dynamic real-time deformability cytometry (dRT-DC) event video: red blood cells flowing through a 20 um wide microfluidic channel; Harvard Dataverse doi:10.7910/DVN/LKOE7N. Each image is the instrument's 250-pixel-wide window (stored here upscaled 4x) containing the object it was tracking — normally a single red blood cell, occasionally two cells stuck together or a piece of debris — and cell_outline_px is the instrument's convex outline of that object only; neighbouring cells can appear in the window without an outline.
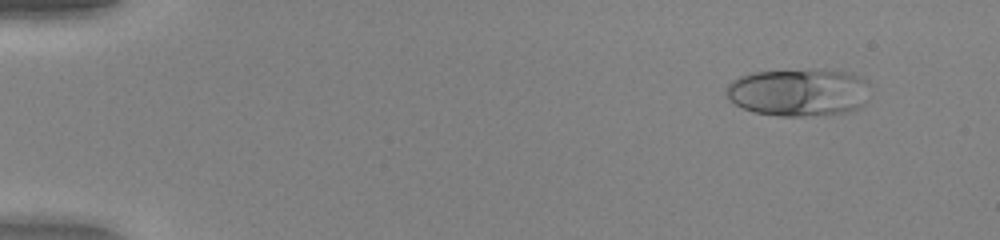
{"species": "human", "species_latin": "Homo sapiens", "temperature_condition": "warm", "stored_images_in_passage": 51, "camera_frame_rate_fps": 3000, "um_per_image_px": 0.085, "donor": {"sex": "female"}, "frame": {"image": 1, "passage_image": 5, "time_ms": 1.333, "image_size_px": [1000, 240], "cell_outline_px": [[864, 104], [848, 112], [800, 116], [780, 116], [752, 112], [728, 100], [728, 84], [732, 80], [740, 76], [752, 72], [816, 68], [828, 68], [852, 72], [864, 76]], "centroid_in_image_um": [67.86, 7.81], "position_along_channel_um": 17.1, "area_um2": 40.11}}
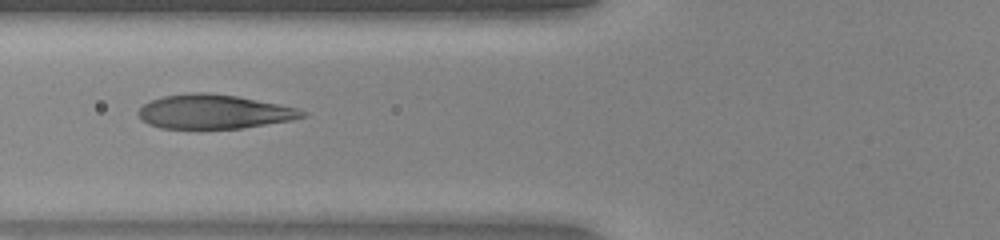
{"frame": {"image": 2, "passage_image": 21, "time_ms": 6.667, "image_size_px": [1000, 240], "cell_outline_px": [[308, 116], [292, 120], [244, 128], [160, 128], [148, 124], [140, 120], [136, 112], [144, 104], [152, 100], [164, 96], [192, 92], [208, 92], [236, 96], [300, 108], [308, 112]], "centroid_in_image_um": [18.21, 9.5], "position_along_channel_um": 107.6, "area_um2": 32.83}}
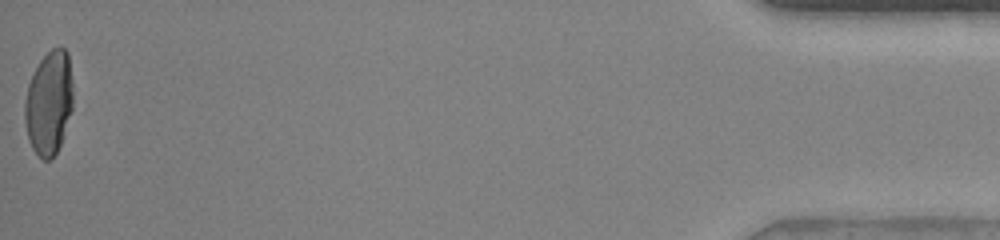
{"frame": {"image": 3, "passage_image": 51, "time_ms": 16.667, "image_size_px": [1000, 240], "cell_outline_px": [[72, 108], [60, 144], [52, 160], [44, 160], [32, 148], [28, 140], [24, 120], [24, 100], [28, 84], [40, 60], [52, 48], [64, 48], [68, 52], [72, 80]], "centroid_in_image_um": [4.14, 8.75], "position_along_channel_um": 431.1, "area_um2": 29.13}, "authors_computed_cell_mechanics": {"area_um2": 33.2928, "velocity_mm_per_s": 4.1082, "shape_relaxation_time_tau1_ms": 5.6461, "shape_relaxation_time_tau2_ms": null, "deformation_change_tau1": 0.2766, "deformation_change_tau2": null}}